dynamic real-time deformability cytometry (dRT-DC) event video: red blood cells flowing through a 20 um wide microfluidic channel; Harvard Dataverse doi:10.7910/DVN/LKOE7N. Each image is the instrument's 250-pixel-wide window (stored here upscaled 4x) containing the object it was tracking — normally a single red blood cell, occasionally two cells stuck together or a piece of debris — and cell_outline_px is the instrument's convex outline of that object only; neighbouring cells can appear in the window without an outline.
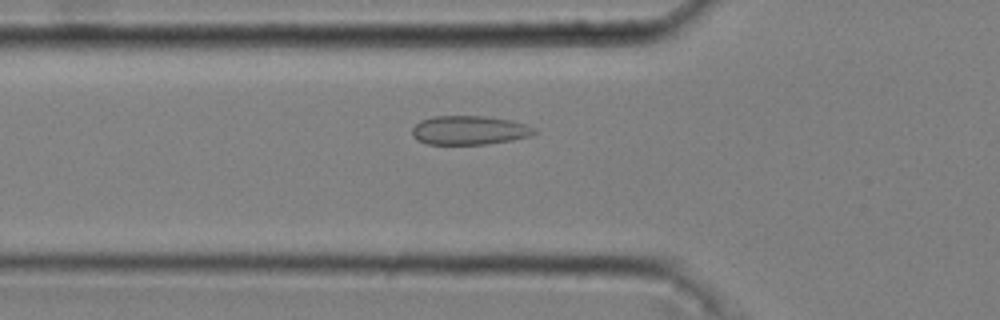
{"species": "common noctule bat (a hibernating species)", "species_latin": "Nyctalus noctula", "temperature_condition": "cold", "stored_images_in_passage": 31, "camera_frame_rate_fps": 3000, "um_per_image_px": 0.085, "animal": {"sex": "male", "body_mass_g": 20.4}, "frame": {"image": 1, "passage_image": 2, "time_ms": 0.333, "image_size_px": [1000, 320], "cell_outline_px": [[536, 132], [528, 136], [512, 140], [484, 144], [428, 144], [416, 140], [412, 136], [412, 128], [420, 120], [432, 116], [484, 116], [512, 120], [536, 128]], "centroid_in_image_um": [39.85, 11.06], "position_along_channel_um": 85.9, "area_um2": 20.63}}
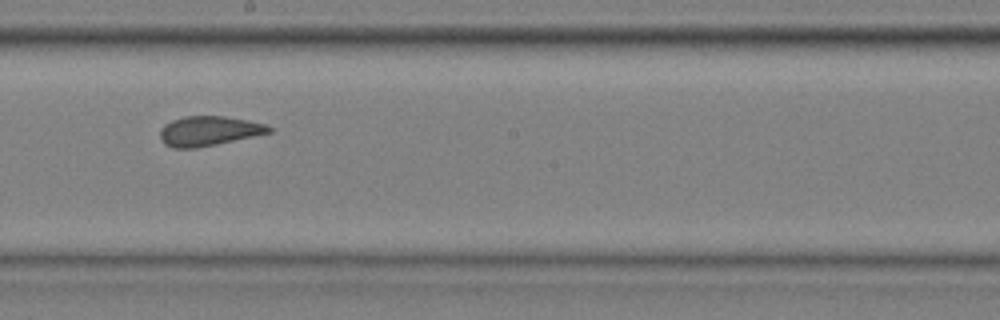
{"frame": {"image": 2, "passage_image": 14, "time_ms": 4.333, "image_size_px": [1000, 320], "cell_outline_px": [[272, 132], [216, 144], [196, 148], [172, 148], [164, 144], [160, 140], [160, 128], [164, 124], [172, 120], [184, 116], [224, 116], [248, 120], [264, 124], [272, 128]], "centroid_in_image_um": [17.7, 11.13], "position_along_channel_um": 230.5, "area_um2": 18.84}}
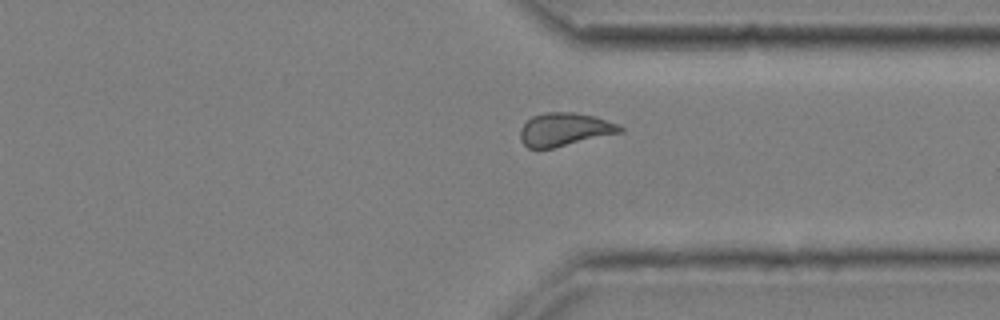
{"frame": {"image": 3, "passage_image": 25, "time_ms": 8.0, "image_size_px": [1000, 320], "cell_outline_px": [[624, 132], [552, 148], [528, 148], [520, 140], [520, 128], [532, 116], [544, 112], [572, 112], [596, 116], [616, 124], [624, 128]], "centroid_in_image_um": [47.99, 11.0], "position_along_channel_um": 363.4, "area_um2": 19.31}}